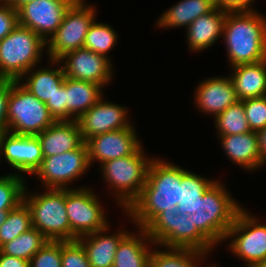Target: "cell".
Listing matches in <instances>:
<instances>
[{"instance_id": "cell-37", "label": "cell", "mask_w": 266, "mask_h": 267, "mask_svg": "<svg viewBox=\"0 0 266 267\" xmlns=\"http://www.w3.org/2000/svg\"><path fill=\"white\" fill-rule=\"evenodd\" d=\"M29 267H61V241L48 240L30 259Z\"/></svg>"}, {"instance_id": "cell-28", "label": "cell", "mask_w": 266, "mask_h": 267, "mask_svg": "<svg viewBox=\"0 0 266 267\" xmlns=\"http://www.w3.org/2000/svg\"><path fill=\"white\" fill-rule=\"evenodd\" d=\"M216 181L202 177L192 171L182 168V181L179 186V203L177 212L180 214H195L199 201L205 191Z\"/></svg>"}, {"instance_id": "cell-24", "label": "cell", "mask_w": 266, "mask_h": 267, "mask_svg": "<svg viewBox=\"0 0 266 267\" xmlns=\"http://www.w3.org/2000/svg\"><path fill=\"white\" fill-rule=\"evenodd\" d=\"M49 62V65H52V67L48 68L45 66V68L41 67V69H39L40 67L38 65V68H31L19 79V83L43 103H46L53 97L57 89L64 83L65 79V74L62 66H60V62L51 59H49ZM53 66H58V68L54 69Z\"/></svg>"}, {"instance_id": "cell-46", "label": "cell", "mask_w": 266, "mask_h": 267, "mask_svg": "<svg viewBox=\"0 0 266 267\" xmlns=\"http://www.w3.org/2000/svg\"><path fill=\"white\" fill-rule=\"evenodd\" d=\"M257 267H266V259L260 263Z\"/></svg>"}, {"instance_id": "cell-32", "label": "cell", "mask_w": 266, "mask_h": 267, "mask_svg": "<svg viewBox=\"0 0 266 267\" xmlns=\"http://www.w3.org/2000/svg\"><path fill=\"white\" fill-rule=\"evenodd\" d=\"M31 228V212L23 201L8 212L5 222L0 227V248Z\"/></svg>"}, {"instance_id": "cell-5", "label": "cell", "mask_w": 266, "mask_h": 267, "mask_svg": "<svg viewBox=\"0 0 266 267\" xmlns=\"http://www.w3.org/2000/svg\"><path fill=\"white\" fill-rule=\"evenodd\" d=\"M46 42L20 24L0 40V80L19 81L44 56Z\"/></svg>"}, {"instance_id": "cell-40", "label": "cell", "mask_w": 266, "mask_h": 267, "mask_svg": "<svg viewBox=\"0 0 266 267\" xmlns=\"http://www.w3.org/2000/svg\"><path fill=\"white\" fill-rule=\"evenodd\" d=\"M215 7L225 11H255V0H213Z\"/></svg>"}, {"instance_id": "cell-19", "label": "cell", "mask_w": 266, "mask_h": 267, "mask_svg": "<svg viewBox=\"0 0 266 267\" xmlns=\"http://www.w3.org/2000/svg\"><path fill=\"white\" fill-rule=\"evenodd\" d=\"M110 225L79 237L91 267H112L119 242L129 233L126 229L109 235ZM108 233V234H107Z\"/></svg>"}, {"instance_id": "cell-41", "label": "cell", "mask_w": 266, "mask_h": 267, "mask_svg": "<svg viewBox=\"0 0 266 267\" xmlns=\"http://www.w3.org/2000/svg\"><path fill=\"white\" fill-rule=\"evenodd\" d=\"M9 80H0V133L7 131Z\"/></svg>"}, {"instance_id": "cell-4", "label": "cell", "mask_w": 266, "mask_h": 267, "mask_svg": "<svg viewBox=\"0 0 266 267\" xmlns=\"http://www.w3.org/2000/svg\"><path fill=\"white\" fill-rule=\"evenodd\" d=\"M152 159L146 157L141 145L132 155L99 163L104 183L111 187V195L114 193L113 198L124 211L139 197Z\"/></svg>"}, {"instance_id": "cell-1", "label": "cell", "mask_w": 266, "mask_h": 267, "mask_svg": "<svg viewBox=\"0 0 266 267\" xmlns=\"http://www.w3.org/2000/svg\"><path fill=\"white\" fill-rule=\"evenodd\" d=\"M182 167L154 158L139 197L125 211L136 228H145L159 213L177 211Z\"/></svg>"}, {"instance_id": "cell-42", "label": "cell", "mask_w": 266, "mask_h": 267, "mask_svg": "<svg viewBox=\"0 0 266 267\" xmlns=\"http://www.w3.org/2000/svg\"><path fill=\"white\" fill-rule=\"evenodd\" d=\"M0 267H29V261L3 254L0 251Z\"/></svg>"}, {"instance_id": "cell-10", "label": "cell", "mask_w": 266, "mask_h": 267, "mask_svg": "<svg viewBox=\"0 0 266 267\" xmlns=\"http://www.w3.org/2000/svg\"><path fill=\"white\" fill-rule=\"evenodd\" d=\"M94 8L86 0H76L69 7L61 25L46 42L47 60H58L65 53L84 47L86 34L96 18Z\"/></svg>"}, {"instance_id": "cell-33", "label": "cell", "mask_w": 266, "mask_h": 267, "mask_svg": "<svg viewBox=\"0 0 266 267\" xmlns=\"http://www.w3.org/2000/svg\"><path fill=\"white\" fill-rule=\"evenodd\" d=\"M96 20L97 19L93 21L86 34L84 48L109 58V51H111L117 43V31L115 32L110 25L97 22Z\"/></svg>"}, {"instance_id": "cell-21", "label": "cell", "mask_w": 266, "mask_h": 267, "mask_svg": "<svg viewBox=\"0 0 266 267\" xmlns=\"http://www.w3.org/2000/svg\"><path fill=\"white\" fill-rule=\"evenodd\" d=\"M227 11L215 7L211 12L201 15L186 29L188 48L191 52H203L222 37Z\"/></svg>"}, {"instance_id": "cell-44", "label": "cell", "mask_w": 266, "mask_h": 267, "mask_svg": "<svg viewBox=\"0 0 266 267\" xmlns=\"http://www.w3.org/2000/svg\"><path fill=\"white\" fill-rule=\"evenodd\" d=\"M31 1L33 0H3V2L10 4L15 9H18L24 3H28Z\"/></svg>"}, {"instance_id": "cell-26", "label": "cell", "mask_w": 266, "mask_h": 267, "mask_svg": "<svg viewBox=\"0 0 266 267\" xmlns=\"http://www.w3.org/2000/svg\"><path fill=\"white\" fill-rule=\"evenodd\" d=\"M103 87L88 81L66 77L67 121L77 120L104 95Z\"/></svg>"}, {"instance_id": "cell-29", "label": "cell", "mask_w": 266, "mask_h": 267, "mask_svg": "<svg viewBox=\"0 0 266 267\" xmlns=\"http://www.w3.org/2000/svg\"><path fill=\"white\" fill-rule=\"evenodd\" d=\"M157 247L152 249L149 267H199V261L208 256V253L192 249L164 247L159 250Z\"/></svg>"}, {"instance_id": "cell-35", "label": "cell", "mask_w": 266, "mask_h": 267, "mask_svg": "<svg viewBox=\"0 0 266 267\" xmlns=\"http://www.w3.org/2000/svg\"><path fill=\"white\" fill-rule=\"evenodd\" d=\"M61 267H91L86 252L77 239L61 241Z\"/></svg>"}, {"instance_id": "cell-23", "label": "cell", "mask_w": 266, "mask_h": 267, "mask_svg": "<svg viewBox=\"0 0 266 267\" xmlns=\"http://www.w3.org/2000/svg\"><path fill=\"white\" fill-rule=\"evenodd\" d=\"M230 68L229 76L239 100L266 96V59Z\"/></svg>"}, {"instance_id": "cell-7", "label": "cell", "mask_w": 266, "mask_h": 267, "mask_svg": "<svg viewBox=\"0 0 266 267\" xmlns=\"http://www.w3.org/2000/svg\"><path fill=\"white\" fill-rule=\"evenodd\" d=\"M155 245L212 253L214 245L196 228L192 217L177 211L159 213L145 228Z\"/></svg>"}, {"instance_id": "cell-25", "label": "cell", "mask_w": 266, "mask_h": 267, "mask_svg": "<svg viewBox=\"0 0 266 267\" xmlns=\"http://www.w3.org/2000/svg\"><path fill=\"white\" fill-rule=\"evenodd\" d=\"M137 229L138 234L129 232L119 242L112 267H149L150 254L156 245L144 228Z\"/></svg>"}, {"instance_id": "cell-12", "label": "cell", "mask_w": 266, "mask_h": 267, "mask_svg": "<svg viewBox=\"0 0 266 267\" xmlns=\"http://www.w3.org/2000/svg\"><path fill=\"white\" fill-rule=\"evenodd\" d=\"M87 145L83 142L78 148L58 155L43 158L40 167L33 175L41 186L55 189H72V181L90 169ZM69 185V186H68Z\"/></svg>"}, {"instance_id": "cell-11", "label": "cell", "mask_w": 266, "mask_h": 267, "mask_svg": "<svg viewBox=\"0 0 266 267\" xmlns=\"http://www.w3.org/2000/svg\"><path fill=\"white\" fill-rule=\"evenodd\" d=\"M66 212L71 240L94 233L110 224L97 194L90 188L66 189Z\"/></svg>"}, {"instance_id": "cell-2", "label": "cell", "mask_w": 266, "mask_h": 267, "mask_svg": "<svg viewBox=\"0 0 266 267\" xmlns=\"http://www.w3.org/2000/svg\"><path fill=\"white\" fill-rule=\"evenodd\" d=\"M222 39L231 67L265 60L266 17L257 10L228 11Z\"/></svg>"}, {"instance_id": "cell-45", "label": "cell", "mask_w": 266, "mask_h": 267, "mask_svg": "<svg viewBox=\"0 0 266 267\" xmlns=\"http://www.w3.org/2000/svg\"><path fill=\"white\" fill-rule=\"evenodd\" d=\"M9 211H0V227L5 222Z\"/></svg>"}, {"instance_id": "cell-27", "label": "cell", "mask_w": 266, "mask_h": 267, "mask_svg": "<svg viewBox=\"0 0 266 267\" xmlns=\"http://www.w3.org/2000/svg\"><path fill=\"white\" fill-rule=\"evenodd\" d=\"M214 8L213 0H181L160 15L156 24L164 29L187 28L198 17L211 12Z\"/></svg>"}, {"instance_id": "cell-34", "label": "cell", "mask_w": 266, "mask_h": 267, "mask_svg": "<svg viewBox=\"0 0 266 267\" xmlns=\"http://www.w3.org/2000/svg\"><path fill=\"white\" fill-rule=\"evenodd\" d=\"M25 179L14 173L0 176V211H10L23 202Z\"/></svg>"}, {"instance_id": "cell-13", "label": "cell", "mask_w": 266, "mask_h": 267, "mask_svg": "<svg viewBox=\"0 0 266 267\" xmlns=\"http://www.w3.org/2000/svg\"><path fill=\"white\" fill-rule=\"evenodd\" d=\"M76 0H33L21 5L19 24L31 29L45 42L57 31L64 14Z\"/></svg>"}, {"instance_id": "cell-36", "label": "cell", "mask_w": 266, "mask_h": 267, "mask_svg": "<svg viewBox=\"0 0 266 267\" xmlns=\"http://www.w3.org/2000/svg\"><path fill=\"white\" fill-rule=\"evenodd\" d=\"M244 111L251 131L266 127V96L244 99Z\"/></svg>"}, {"instance_id": "cell-6", "label": "cell", "mask_w": 266, "mask_h": 267, "mask_svg": "<svg viewBox=\"0 0 266 267\" xmlns=\"http://www.w3.org/2000/svg\"><path fill=\"white\" fill-rule=\"evenodd\" d=\"M43 193L24 191L23 201L31 212L32 227L48 240L71 241L66 212V189L46 188Z\"/></svg>"}, {"instance_id": "cell-9", "label": "cell", "mask_w": 266, "mask_h": 267, "mask_svg": "<svg viewBox=\"0 0 266 267\" xmlns=\"http://www.w3.org/2000/svg\"><path fill=\"white\" fill-rule=\"evenodd\" d=\"M258 219L243 207L225 237L230 238L228 251L247 263L245 267H257L266 259V224Z\"/></svg>"}, {"instance_id": "cell-8", "label": "cell", "mask_w": 266, "mask_h": 267, "mask_svg": "<svg viewBox=\"0 0 266 267\" xmlns=\"http://www.w3.org/2000/svg\"><path fill=\"white\" fill-rule=\"evenodd\" d=\"M54 122L46 103L31 94L19 81L9 80L7 131L36 136Z\"/></svg>"}, {"instance_id": "cell-16", "label": "cell", "mask_w": 266, "mask_h": 267, "mask_svg": "<svg viewBox=\"0 0 266 267\" xmlns=\"http://www.w3.org/2000/svg\"><path fill=\"white\" fill-rule=\"evenodd\" d=\"M135 127L114 130L88 138L85 141L88 150L89 164L94 161L101 164L113 159L132 155L141 145L142 141L136 134Z\"/></svg>"}, {"instance_id": "cell-22", "label": "cell", "mask_w": 266, "mask_h": 267, "mask_svg": "<svg viewBox=\"0 0 266 267\" xmlns=\"http://www.w3.org/2000/svg\"><path fill=\"white\" fill-rule=\"evenodd\" d=\"M228 159L241 168L251 171L261 167L256 131L244 134L217 136Z\"/></svg>"}, {"instance_id": "cell-38", "label": "cell", "mask_w": 266, "mask_h": 267, "mask_svg": "<svg viewBox=\"0 0 266 267\" xmlns=\"http://www.w3.org/2000/svg\"><path fill=\"white\" fill-rule=\"evenodd\" d=\"M46 106L55 121H67L66 76L64 83L57 89L53 97L46 102Z\"/></svg>"}, {"instance_id": "cell-39", "label": "cell", "mask_w": 266, "mask_h": 267, "mask_svg": "<svg viewBox=\"0 0 266 267\" xmlns=\"http://www.w3.org/2000/svg\"><path fill=\"white\" fill-rule=\"evenodd\" d=\"M18 24L17 9L8 3L0 2V40L13 31Z\"/></svg>"}, {"instance_id": "cell-43", "label": "cell", "mask_w": 266, "mask_h": 267, "mask_svg": "<svg viewBox=\"0 0 266 267\" xmlns=\"http://www.w3.org/2000/svg\"><path fill=\"white\" fill-rule=\"evenodd\" d=\"M259 145V155L261 159V168L266 163V127L256 132Z\"/></svg>"}, {"instance_id": "cell-31", "label": "cell", "mask_w": 266, "mask_h": 267, "mask_svg": "<svg viewBox=\"0 0 266 267\" xmlns=\"http://www.w3.org/2000/svg\"><path fill=\"white\" fill-rule=\"evenodd\" d=\"M214 119L218 136L244 134L251 131L241 100L216 115Z\"/></svg>"}, {"instance_id": "cell-17", "label": "cell", "mask_w": 266, "mask_h": 267, "mask_svg": "<svg viewBox=\"0 0 266 267\" xmlns=\"http://www.w3.org/2000/svg\"><path fill=\"white\" fill-rule=\"evenodd\" d=\"M107 101L102 97L77 119L84 142L88 138L133 125L126 106Z\"/></svg>"}, {"instance_id": "cell-3", "label": "cell", "mask_w": 266, "mask_h": 267, "mask_svg": "<svg viewBox=\"0 0 266 267\" xmlns=\"http://www.w3.org/2000/svg\"><path fill=\"white\" fill-rule=\"evenodd\" d=\"M225 186L216 180L205 191L195 214H188L196 228L216 247L225 241L229 228L243 208Z\"/></svg>"}, {"instance_id": "cell-18", "label": "cell", "mask_w": 266, "mask_h": 267, "mask_svg": "<svg viewBox=\"0 0 266 267\" xmlns=\"http://www.w3.org/2000/svg\"><path fill=\"white\" fill-rule=\"evenodd\" d=\"M195 89L194 101L198 111L215 117L239 101L233 82L228 77H210L200 81Z\"/></svg>"}, {"instance_id": "cell-14", "label": "cell", "mask_w": 266, "mask_h": 267, "mask_svg": "<svg viewBox=\"0 0 266 267\" xmlns=\"http://www.w3.org/2000/svg\"><path fill=\"white\" fill-rule=\"evenodd\" d=\"M58 61L63 64L64 74L68 78L92 82L102 87L112 81L114 69L111 59L84 47L65 53Z\"/></svg>"}, {"instance_id": "cell-20", "label": "cell", "mask_w": 266, "mask_h": 267, "mask_svg": "<svg viewBox=\"0 0 266 267\" xmlns=\"http://www.w3.org/2000/svg\"><path fill=\"white\" fill-rule=\"evenodd\" d=\"M36 136L44 158L72 151L84 142L77 120L55 121Z\"/></svg>"}, {"instance_id": "cell-15", "label": "cell", "mask_w": 266, "mask_h": 267, "mask_svg": "<svg viewBox=\"0 0 266 267\" xmlns=\"http://www.w3.org/2000/svg\"><path fill=\"white\" fill-rule=\"evenodd\" d=\"M15 169L16 175L31 174L40 167L43 160L41 145L37 136L18 135L5 131L0 133V157Z\"/></svg>"}, {"instance_id": "cell-30", "label": "cell", "mask_w": 266, "mask_h": 267, "mask_svg": "<svg viewBox=\"0 0 266 267\" xmlns=\"http://www.w3.org/2000/svg\"><path fill=\"white\" fill-rule=\"evenodd\" d=\"M47 241L48 239L41 232L32 227L13 240L5 243L0 248V251L3 254L30 261Z\"/></svg>"}]
</instances>
